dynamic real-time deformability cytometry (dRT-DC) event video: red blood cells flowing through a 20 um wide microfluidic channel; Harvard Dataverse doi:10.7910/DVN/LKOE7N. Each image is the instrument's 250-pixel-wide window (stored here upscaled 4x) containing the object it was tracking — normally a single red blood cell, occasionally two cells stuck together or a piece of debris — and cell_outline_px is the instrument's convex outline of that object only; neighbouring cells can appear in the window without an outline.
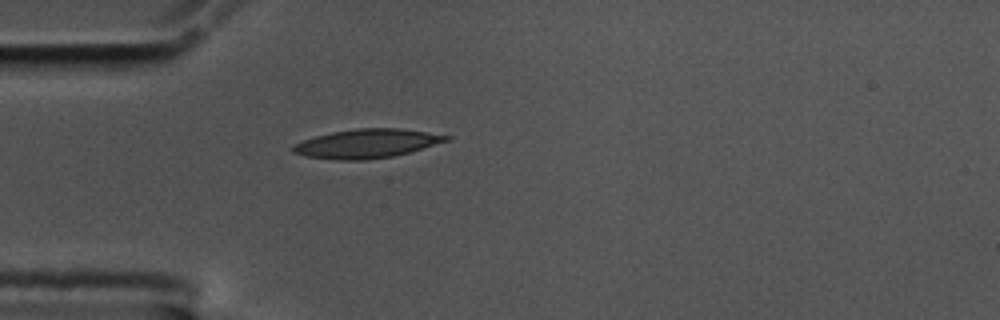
{"species": "common noctule bat (a hibernating species)", "species_latin": "Nyctalus noctula", "temperature_condition": "cold", "stored_images_in_passage": 6, "camera_frame_rate_fps": 3000, "um_per_image_px": 0.085, "animal": {"sex": "male", "body_mass_g": 17.5, "forearm_length_mm": 52.3}, "frame": {"image": 1, "passage_image": 1, "time_ms": 0.0, "image_size_px": [1000, 320], "cell_outline_px": [[452, 136], [448, 140], [408, 152], [392, 156], [364, 160], [340, 160], [304, 156], [292, 152], [292, 144], [316, 136], [332, 132], [356, 128], [400, 128]], "centroid_in_image_um": [31.12, 12.2], "position_along_channel_um": 53.9, "area_um2": 25.55}}